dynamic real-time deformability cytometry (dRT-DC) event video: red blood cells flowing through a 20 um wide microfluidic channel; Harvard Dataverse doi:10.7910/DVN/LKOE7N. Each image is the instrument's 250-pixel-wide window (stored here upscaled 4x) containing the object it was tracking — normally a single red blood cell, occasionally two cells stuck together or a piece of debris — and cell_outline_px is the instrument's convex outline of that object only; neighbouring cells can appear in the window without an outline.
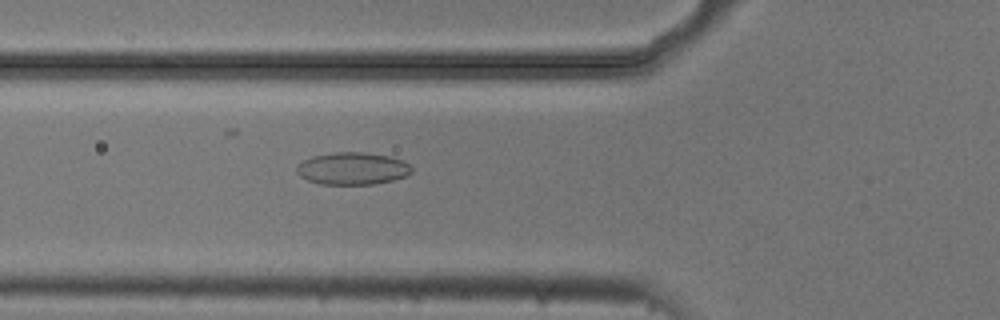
{"species": "common noctule bat (a hibernating species)", "species_latin": "Nyctalus noctula", "temperature_condition": "cold", "stored_images_in_passage": 3, "camera_frame_rate_fps": 3000, "um_per_image_px": 0.085, "animal": {"sex": "male", "body_mass_g": 20.5, "forearm_length_mm": 52.5}, "frame": {"image": 1, "passage_image": 3, "time_ms": 0.667, "image_size_px": [1000, 320], "cell_outline_px": [[412, 172], [408, 176], [376, 184], [320, 184], [308, 180], [300, 176], [296, 172], [296, 168], [304, 160], [312, 156], [336, 152], [364, 152], [392, 156], [404, 160], [412, 168]], "centroid_in_image_um": [30.0, 14.32], "position_along_channel_um": 95.8, "area_um2": 21.79}}